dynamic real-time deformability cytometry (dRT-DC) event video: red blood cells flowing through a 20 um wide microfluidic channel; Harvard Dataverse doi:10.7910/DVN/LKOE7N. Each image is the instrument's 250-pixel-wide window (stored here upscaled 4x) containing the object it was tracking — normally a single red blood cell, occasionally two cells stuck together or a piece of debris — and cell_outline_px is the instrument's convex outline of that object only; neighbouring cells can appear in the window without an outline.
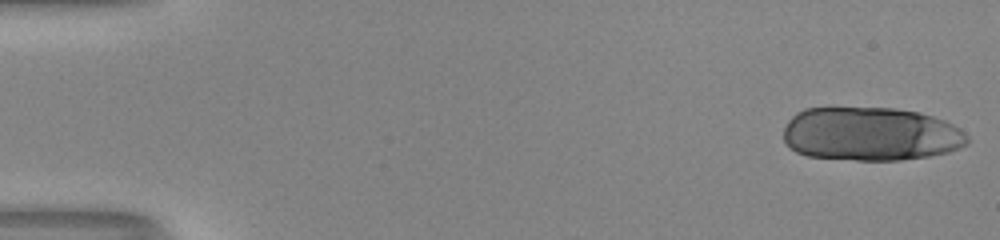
{"species": "human", "species_latin": "Homo sapiens", "temperature_condition": "room temperature", "stored_images_in_passage": 53, "camera_frame_rate_fps": 3000, "um_per_image_px": 0.085, "donor": {"sex": "male"}, "frame": {"image": 1, "passage_image": 1, "time_ms": 0.0, "image_size_px": [1000, 240], "cell_outline_px": [[968, 144], [960, 148], [948, 152], [928, 156], [900, 160], [856, 160], [808, 156], [796, 152], [788, 148], [784, 140], [784, 128], [788, 120], [796, 112], [804, 108], [896, 108], [920, 112], [944, 120], [960, 128], [968, 136]], "centroid_in_image_um": [74.0, 11.39], "position_along_channel_um": 11.0, "area_um2": 57.92}}
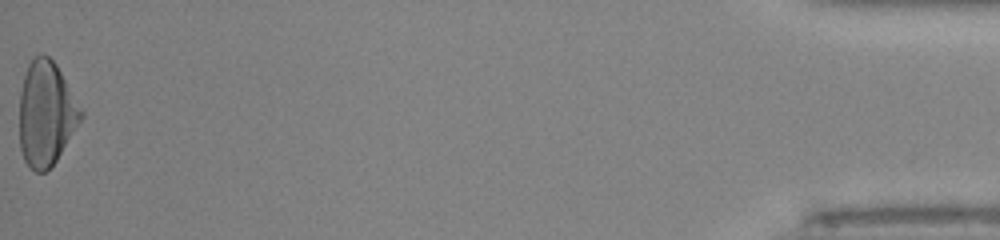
{"frame": {"image": 2, "passage_image": 53, "time_ms": 17.333, "image_size_px": [1000, 240], "cell_outline_px": [[84, 116], [56, 160], [44, 172], [36, 172], [28, 168], [24, 160], [20, 148], [20, 92], [24, 76], [28, 64], [36, 56], [48, 56], [56, 64], [84, 112]], "centroid_in_image_um": [3.92, 9.68], "position_along_channel_um": 431.3, "area_um2": 37.22}, "authors_computed_cell_mechanics": {"area_um2": 36.8186, "velocity_mm_per_s": 4.0142, "shape_relaxation_time_tau1_ms": 4.4128, "shape_relaxation_time_tau2_ms": 0.9821, "deformation_change_tau1": 0.2218, "deformation_change_tau2": 0.0483}}